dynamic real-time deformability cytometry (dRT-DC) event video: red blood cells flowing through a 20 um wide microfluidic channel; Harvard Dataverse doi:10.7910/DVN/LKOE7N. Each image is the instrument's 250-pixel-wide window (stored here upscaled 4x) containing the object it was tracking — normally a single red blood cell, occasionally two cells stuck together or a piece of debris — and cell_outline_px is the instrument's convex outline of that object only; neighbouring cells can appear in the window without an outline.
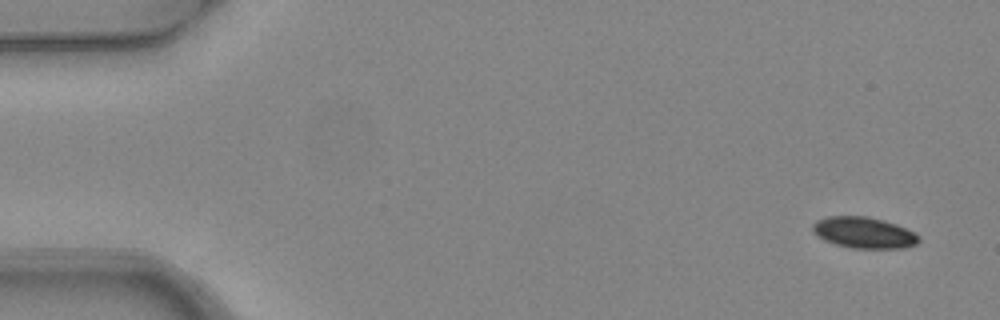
{"species": "common noctule bat (a hibernating species)", "species_latin": "Nyctalus noctula", "temperature_condition": "warm", "stored_images_in_passage": 5, "camera_frame_rate_fps": 3000, "um_per_image_px": 0.085, "animal": {"sex": "female", "body_mass_g": 24.6, "forearm_length_mm": 56.2}, "frame": {"image": 1, "passage_image": 1, "time_ms": 0.0, "image_size_px": [1000, 320], "cell_outline_px": [[920, 240], [916, 244], [904, 248], [852, 248], [836, 244], [824, 240], [812, 232], [812, 224], [816, 220], [828, 216], [868, 216], [884, 220], [896, 224], [920, 236]], "centroid_in_image_um": [73.41, 19.77], "position_along_channel_um": 11.6, "area_um2": 19.31}}
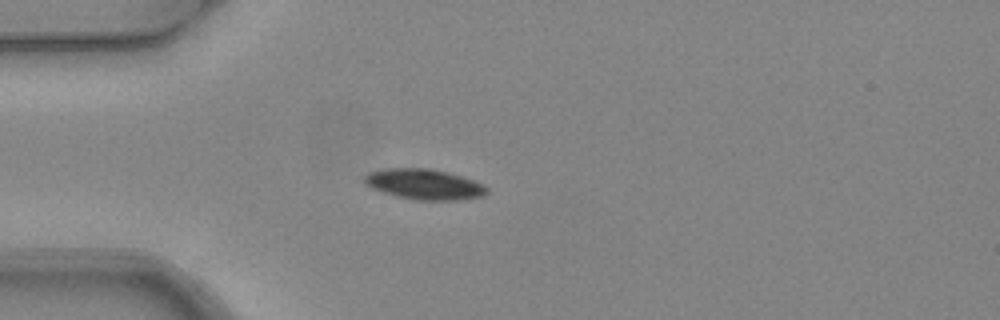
{"frame": {"image": 2, "passage_image": 4, "time_ms": 1.0, "image_size_px": [1000, 320], "cell_outline_px": [[488, 192], [484, 196], [460, 200], [412, 200], [396, 196], [372, 188], [364, 184], [364, 176], [368, 172], [384, 168], [428, 168], [448, 172], [472, 180], [488, 188]], "centroid_in_image_um": [36.03, 15.66], "position_along_channel_um": 49.0, "area_um2": 21.79}}